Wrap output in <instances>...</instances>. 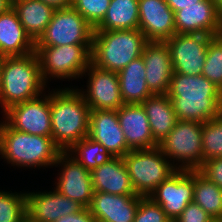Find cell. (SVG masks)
Listing matches in <instances>:
<instances>
[{
	"instance_id": "cell-1",
	"label": "cell",
	"mask_w": 222,
	"mask_h": 222,
	"mask_svg": "<svg viewBox=\"0 0 222 222\" xmlns=\"http://www.w3.org/2000/svg\"><path fill=\"white\" fill-rule=\"evenodd\" d=\"M222 91L203 75L174 73L167 96L177 120L204 123L217 118Z\"/></svg>"
},
{
	"instance_id": "cell-2",
	"label": "cell",
	"mask_w": 222,
	"mask_h": 222,
	"mask_svg": "<svg viewBox=\"0 0 222 222\" xmlns=\"http://www.w3.org/2000/svg\"><path fill=\"white\" fill-rule=\"evenodd\" d=\"M50 112L52 139L62 152L88 136L90 107L77 89L65 87L52 91Z\"/></svg>"
},
{
	"instance_id": "cell-3",
	"label": "cell",
	"mask_w": 222,
	"mask_h": 222,
	"mask_svg": "<svg viewBox=\"0 0 222 222\" xmlns=\"http://www.w3.org/2000/svg\"><path fill=\"white\" fill-rule=\"evenodd\" d=\"M46 87L35 52L2 57L0 106L4 112L12 105L41 96Z\"/></svg>"
},
{
	"instance_id": "cell-4",
	"label": "cell",
	"mask_w": 222,
	"mask_h": 222,
	"mask_svg": "<svg viewBox=\"0 0 222 222\" xmlns=\"http://www.w3.org/2000/svg\"><path fill=\"white\" fill-rule=\"evenodd\" d=\"M62 151L52 137L32 135L0 123V155L8 164L17 167L54 166Z\"/></svg>"
},
{
	"instance_id": "cell-5",
	"label": "cell",
	"mask_w": 222,
	"mask_h": 222,
	"mask_svg": "<svg viewBox=\"0 0 222 222\" xmlns=\"http://www.w3.org/2000/svg\"><path fill=\"white\" fill-rule=\"evenodd\" d=\"M147 43L139 29L94 31L91 64L118 73L142 55Z\"/></svg>"
},
{
	"instance_id": "cell-6",
	"label": "cell",
	"mask_w": 222,
	"mask_h": 222,
	"mask_svg": "<svg viewBox=\"0 0 222 222\" xmlns=\"http://www.w3.org/2000/svg\"><path fill=\"white\" fill-rule=\"evenodd\" d=\"M123 160L136 194L142 197H149L158 185L178 170L159 146L130 150Z\"/></svg>"
},
{
	"instance_id": "cell-7",
	"label": "cell",
	"mask_w": 222,
	"mask_h": 222,
	"mask_svg": "<svg viewBox=\"0 0 222 222\" xmlns=\"http://www.w3.org/2000/svg\"><path fill=\"white\" fill-rule=\"evenodd\" d=\"M92 44L35 46L40 73L45 84L48 78L78 79L91 64Z\"/></svg>"
},
{
	"instance_id": "cell-8",
	"label": "cell",
	"mask_w": 222,
	"mask_h": 222,
	"mask_svg": "<svg viewBox=\"0 0 222 222\" xmlns=\"http://www.w3.org/2000/svg\"><path fill=\"white\" fill-rule=\"evenodd\" d=\"M202 125L177 120L171 132L159 144L163 154L170 161L173 160L172 164L177 169L198 170L203 165ZM177 161L179 163L174 164Z\"/></svg>"
},
{
	"instance_id": "cell-9",
	"label": "cell",
	"mask_w": 222,
	"mask_h": 222,
	"mask_svg": "<svg viewBox=\"0 0 222 222\" xmlns=\"http://www.w3.org/2000/svg\"><path fill=\"white\" fill-rule=\"evenodd\" d=\"M94 28L73 7L55 9L35 46L92 44Z\"/></svg>"
},
{
	"instance_id": "cell-10",
	"label": "cell",
	"mask_w": 222,
	"mask_h": 222,
	"mask_svg": "<svg viewBox=\"0 0 222 222\" xmlns=\"http://www.w3.org/2000/svg\"><path fill=\"white\" fill-rule=\"evenodd\" d=\"M45 93L41 97L10 106L3 112L4 121L15 130L52 137L50 93Z\"/></svg>"
},
{
	"instance_id": "cell-11",
	"label": "cell",
	"mask_w": 222,
	"mask_h": 222,
	"mask_svg": "<svg viewBox=\"0 0 222 222\" xmlns=\"http://www.w3.org/2000/svg\"><path fill=\"white\" fill-rule=\"evenodd\" d=\"M213 37L203 33H176L166 40L174 73L202 75L207 46Z\"/></svg>"
},
{
	"instance_id": "cell-12",
	"label": "cell",
	"mask_w": 222,
	"mask_h": 222,
	"mask_svg": "<svg viewBox=\"0 0 222 222\" xmlns=\"http://www.w3.org/2000/svg\"><path fill=\"white\" fill-rule=\"evenodd\" d=\"M194 170H177L149 195L170 220H175L193 202Z\"/></svg>"
},
{
	"instance_id": "cell-13",
	"label": "cell",
	"mask_w": 222,
	"mask_h": 222,
	"mask_svg": "<svg viewBox=\"0 0 222 222\" xmlns=\"http://www.w3.org/2000/svg\"><path fill=\"white\" fill-rule=\"evenodd\" d=\"M88 73V74H87ZM88 75L87 89H78L90 110L117 111L124 105L119 87L118 74L90 64L83 76Z\"/></svg>"
},
{
	"instance_id": "cell-14",
	"label": "cell",
	"mask_w": 222,
	"mask_h": 222,
	"mask_svg": "<svg viewBox=\"0 0 222 222\" xmlns=\"http://www.w3.org/2000/svg\"><path fill=\"white\" fill-rule=\"evenodd\" d=\"M61 166V173L55 182V190L60 194L74 200L83 208H88L92 197L93 187L91 171L84 168L67 152H61L54 166Z\"/></svg>"
},
{
	"instance_id": "cell-15",
	"label": "cell",
	"mask_w": 222,
	"mask_h": 222,
	"mask_svg": "<svg viewBox=\"0 0 222 222\" xmlns=\"http://www.w3.org/2000/svg\"><path fill=\"white\" fill-rule=\"evenodd\" d=\"M176 33L222 34V14L211 0H201L174 13Z\"/></svg>"
},
{
	"instance_id": "cell-16",
	"label": "cell",
	"mask_w": 222,
	"mask_h": 222,
	"mask_svg": "<svg viewBox=\"0 0 222 222\" xmlns=\"http://www.w3.org/2000/svg\"><path fill=\"white\" fill-rule=\"evenodd\" d=\"M139 30L148 42H165L174 34V12L165 0H139Z\"/></svg>"
},
{
	"instance_id": "cell-17",
	"label": "cell",
	"mask_w": 222,
	"mask_h": 222,
	"mask_svg": "<svg viewBox=\"0 0 222 222\" xmlns=\"http://www.w3.org/2000/svg\"><path fill=\"white\" fill-rule=\"evenodd\" d=\"M83 207L57 190L26 192L27 219L33 222H55L63 216L79 212Z\"/></svg>"
},
{
	"instance_id": "cell-18",
	"label": "cell",
	"mask_w": 222,
	"mask_h": 222,
	"mask_svg": "<svg viewBox=\"0 0 222 222\" xmlns=\"http://www.w3.org/2000/svg\"><path fill=\"white\" fill-rule=\"evenodd\" d=\"M88 137L103 145L113 157H124L131 150L114 110H90Z\"/></svg>"
},
{
	"instance_id": "cell-19",
	"label": "cell",
	"mask_w": 222,
	"mask_h": 222,
	"mask_svg": "<svg viewBox=\"0 0 222 222\" xmlns=\"http://www.w3.org/2000/svg\"><path fill=\"white\" fill-rule=\"evenodd\" d=\"M141 56L145 63V79L150 92L153 95L167 94L174 69L166 43L148 42Z\"/></svg>"
},
{
	"instance_id": "cell-20",
	"label": "cell",
	"mask_w": 222,
	"mask_h": 222,
	"mask_svg": "<svg viewBox=\"0 0 222 222\" xmlns=\"http://www.w3.org/2000/svg\"><path fill=\"white\" fill-rule=\"evenodd\" d=\"M142 198L139 195L94 192L88 210L96 222H133Z\"/></svg>"
},
{
	"instance_id": "cell-21",
	"label": "cell",
	"mask_w": 222,
	"mask_h": 222,
	"mask_svg": "<svg viewBox=\"0 0 222 222\" xmlns=\"http://www.w3.org/2000/svg\"><path fill=\"white\" fill-rule=\"evenodd\" d=\"M117 116L131 150L159 146L153 139L148 117L141 104H124L117 110Z\"/></svg>"
},
{
	"instance_id": "cell-22",
	"label": "cell",
	"mask_w": 222,
	"mask_h": 222,
	"mask_svg": "<svg viewBox=\"0 0 222 222\" xmlns=\"http://www.w3.org/2000/svg\"><path fill=\"white\" fill-rule=\"evenodd\" d=\"M94 192L114 195H137L123 157H113L91 171Z\"/></svg>"
},
{
	"instance_id": "cell-23",
	"label": "cell",
	"mask_w": 222,
	"mask_h": 222,
	"mask_svg": "<svg viewBox=\"0 0 222 222\" xmlns=\"http://www.w3.org/2000/svg\"><path fill=\"white\" fill-rule=\"evenodd\" d=\"M35 52V43L27 35L14 9L0 14V58L25 56Z\"/></svg>"
},
{
	"instance_id": "cell-24",
	"label": "cell",
	"mask_w": 222,
	"mask_h": 222,
	"mask_svg": "<svg viewBox=\"0 0 222 222\" xmlns=\"http://www.w3.org/2000/svg\"><path fill=\"white\" fill-rule=\"evenodd\" d=\"M12 8L34 43L44 34L55 11L54 7L41 0H12Z\"/></svg>"
},
{
	"instance_id": "cell-25",
	"label": "cell",
	"mask_w": 222,
	"mask_h": 222,
	"mask_svg": "<svg viewBox=\"0 0 222 222\" xmlns=\"http://www.w3.org/2000/svg\"><path fill=\"white\" fill-rule=\"evenodd\" d=\"M141 105L148 117L153 139L160 144L177 122L171 99L166 94H155Z\"/></svg>"
},
{
	"instance_id": "cell-26",
	"label": "cell",
	"mask_w": 222,
	"mask_h": 222,
	"mask_svg": "<svg viewBox=\"0 0 222 222\" xmlns=\"http://www.w3.org/2000/svg\"><path fill=\"white\" fill-rule=\"evenodd\" d=\"M119 87L124 104H141L153 95L145 79V63L140 56L118 73Z\"/></svg>"
},
{
	"instance_id": "cell-27",
	"label": "cell",
	"mask_w": 222,
	"mask_h": 222,
	"mask_svg": "<svg viewBox=\"0 0 222 222\" xmlns=\"http://www.w3.org/2000/svg\"><path fill=\"white\" fill-rule=\"evenodd\" d=\"M139 0H111L103 20L94 31L139 29Z\"/></svg>"
},
{
	"instance_id": "cell-28",
	"label": "cell",
	"mask_w": 222,
	"mask_h": 222,
	"mask_svg": "<svg viewBox=\"0 0 222 222\" xmlns=\"http://www.w3.org/2000/svg\"><path fill=\"white\" fill-rule=\"evenodd\" d=\"M193 202L214 219H222V189L194 170Z\"/></svg>"
},
{
	"instance_id": "cell-29",
	"label": "cell",
	"mask_w": 222,
	"mask_h": 222,
	"mask_svg": "<svg viewBox=\"0 0 222 222\" xmlns=\"http://www.w3.org/2000/svg\"><path fill=\"white\" fill-rule=\"evenodd\" d=\"M67 153L89 171L113 158L103 145L88 136L75 143Z\"/></svg>"
},
{
	"instance_id": "cell-30",
	"label": "cell",
	"mask_w": 222,
	"mask_h": 222,
	"mask_svg": "<svg viewBox=\"0 0 222 222\" xmlns=\"http://www.w3.org/2000/svg\"><path fill=\"white\" fill-rule=\"evenodd\" d=\"M26 218V192L0 190V222H25Z\"/></svg>"
},
{
	"instance_id": "cell-31",
	"label": "cell",
	"mask_w": 222,
	"mask_h": 222,
	"mask_svg": "<svg viewBox=\"0 0 222 222\" xmlns=\"http://www.w3.org/2000/svg\"><path fill=\"white\" fill-rule=\"evenodd\" d=\"M202 75L222 91V34L209 41Z\"/></svg>"
},
{
	"instance_id": "cell-32",
	"label": "cell",
	"mask_w": 222,
	"mask_h": 222,
	"mask_svg": "<svg viewBox=\"0 0 222 222\" xmlns=\"http://www.w3.org/2000/svg\"><path fill=\"white\" fill-rule=\"evenodd\" d=\"M203 162L222 158V122L211 119L202 125Z\"/></svg>"
},
{
	"instance_id": "cell-33",
	"label": "cell",
	"mask_w": 222,
	"mask_h": 222,
	"mask_svg": "<svg viewBox=\"0 0 222 222\" xmlns=\"http://www.w3.org/2000/svg\"><path fill=\"white\" fill-rule=\"evenodd\" d=\"M111 0H73L72 7L95 28L104 18Z\"/></svg>"
},
{
	"instance_id": "cell-34",
	"label": "cell",
	"mask_w": 222,
	"mask_h": 222,
	"mask_svg": "<svg viewBox=\"0 0 222 222\" xmlns=\"http://www.w3.org/2000/svg\"><path fill=\"white\" fill-rule=\"evenodd\" d=\"M133 222H173L170 220L161 206L154 203L149 197H143L139 201L135 219Z\"/></svg>"
},
{
	"instance_id": "cell-35",
	"label": "cell",
	"mask_w": 222,
	"mask_h": 222,
	"mask_svg": "<svg viewBox=\"0 0 222 222\" xmlns=\"http://www.w3.org/2000/svg\"><path fill=\"white\" fill-rule=\"evenodd\" d=\"M198 171L209 181L222 189V158L204 161Z\"/></svg>"
},
{
	"instance_id": "cell-36",
	"label": "cell",
	"mask_w": 222,
	"mask_h": 222,
	"mask_svg": "<svg viewBox=\"0 0 222 222\" xmlns=\"http://www.w3.org/2000/svg\"><path fill=\"white\" fill-rule=\"evenodd\" d=\"M212 219L199 205L192 202L173 222H210Z\"/></svg>"
},
{
	"instance_id": "cell-37",
	"label": "cell",
	"mask_w": 222,
	"mask_h": 222,
	"mask_svg": "<svg viewBox=\"0 0 222 222\" xmlns=\"http://www.w3.org/2000/svg\"><path fill=\"white\" fill-rule=\"evenodd\" d=\"M55 222H96V220L88 208H82L79 212L63 216Z\"/></svg>"
},
{
	"instance_id": "cell-38",
	"label": "cell",
	"mask_w": 222,
	"mask_h": 222,
	"mask_svg": "<svg viewBox=\"0 0 222 222\" xmlns=\"http://www.w3.org/2000/svg\"><path fill=\"white\" fill-rule=\"evenodd\" d=\"M165 1L175 13L176 11L183 9L185 6L195 5V3L201 0H165Z\"/></svg>"
},
{
	"instance_id": "cell-39",
	"label": "cell",
	"mask_w": 222,
	"mask_h": 222,
	"mask_svg": "<svg viewBox=\"0 0 222 222\" xmlns=\"http://www.w3.org/2000/svg\"><path fill=\"white\" fill-rule=\"evenodd\" d=\"M55 9L72 7L73 0H41Z\"/></svg>"
},
{
	"instance_id": "cell-40",
	"label": "cell",
	"mask_w": 222,
	"mask_h": 222,
	"mask_svg": "<svg viewBox=\"0 0 222 222\" xmlns=\"http://www.w3.org/2000/svg\"><path fill=\"white\" fill-rule=\"evenodd\" d=\"M12 7L11 0H0V14L7 12Z\"/></svg>"
},
{
	"instance_id": "cell-41",
	"label": "cell",
	"mask_w": 222,
	"mask_h": 222,
	"mask_svg": "<svg viewBox=\"0 0 222 222\" xmlns=\"http://www.w3.org/2000/svg\"><path fill=\"white\" fill-rule=\"evenodd\" d=\"M217 119H219L222 122V94H221L220 100L218 102Z\"/></svg>"
},
{
	"instance_id": "cell-42",
	"label": "cell",
	"mask_w": 222,
	"mask_h": 222,
	"mask_svg": "<svg viewBox=\"0 0 222 222\" xmlns=\"http://www.w3.org/2000/svg\"><path fill=\"white\" fill-rule=\"evenodd\" d=\"M217 10L222 14V0H211Z\"/></svg>"
},
{
	"instance_id": "cell-43",
	"label": "cell",
	"mask_w": 222,
	"mask_h": 222,
	"mask_svg": "<svg viewBox=\"0 0 222 222\" xmlns=\"http://www.w3.org/2000/svg\"><path fill=\"white\" fill-rule=\"evenodd\" d=\"M1 73H2V58H0V92H1ZM1 104V100H0Z\"/></svg>"
},
{
	"instance_id": "cell-44",
	"label": "cell",
	"mask_w": 222,
	"mask_h": 222,
	"mask_svg": "<svg viewBox=\"0 0 222 222\" xmlns=\"http://www.w3.org/2000/svg\"><path fill=\"white\" fill-rule=\"evenodd\" d=\"M210 222H222V219H212Z\"/></svg>"
}]
</instances>
